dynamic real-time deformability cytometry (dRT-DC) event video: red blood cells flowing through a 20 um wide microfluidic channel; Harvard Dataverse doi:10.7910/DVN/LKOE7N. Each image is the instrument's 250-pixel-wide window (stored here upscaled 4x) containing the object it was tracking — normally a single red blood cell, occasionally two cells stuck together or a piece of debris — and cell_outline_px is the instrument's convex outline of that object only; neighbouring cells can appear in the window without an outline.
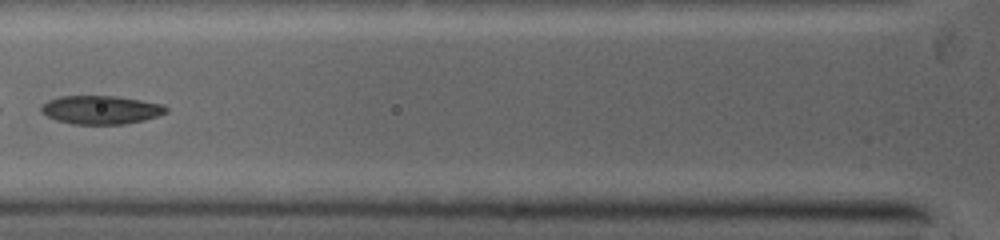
{"species": "common noctule bat (a hibernating species)", "species_latin": "Nyctalus noctula", "temperature_condition": "warm", "stored_images_in_passage": 5, "camera_frame_rate_fps": 5000, "um_per_image_px": 0.085, "animal": {"sex": "female", "body_mass_g": 19.0, "forearm_length_mm": 53.3}, "frame": {"image": 1, "passage_image": 4, "time_ms": 1.6, "image_size_px": [1000, 240], "cell_outline_px": [[168, 112], [144, 120], [124, 124], [76, 124], [56, 120], [40, 112], [40, 108], [48, 100], [60, 96], [112, 96], [164, 104], [168, 108]], "centroid_in_image_um": [8.57, 9.34], "position_along_channel_um": 117.2, "area_um2": 20.58}}